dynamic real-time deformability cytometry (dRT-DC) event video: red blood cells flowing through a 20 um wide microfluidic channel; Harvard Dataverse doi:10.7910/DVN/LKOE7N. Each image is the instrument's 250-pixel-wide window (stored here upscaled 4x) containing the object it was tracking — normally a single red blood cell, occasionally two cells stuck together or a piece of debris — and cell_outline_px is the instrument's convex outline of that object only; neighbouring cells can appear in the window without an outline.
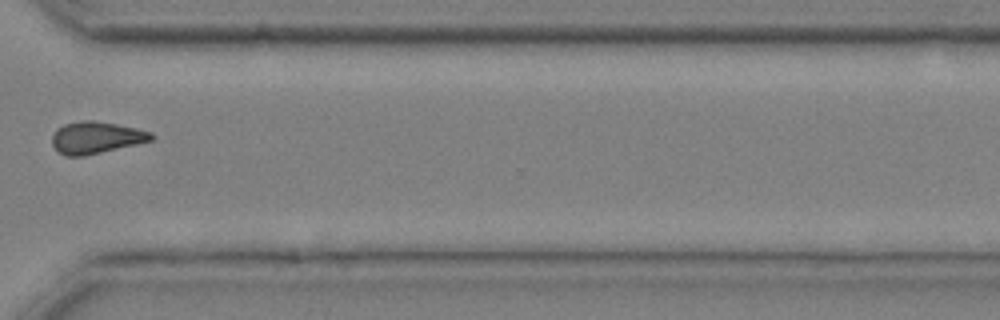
{"species": "common noctule bat (a hibernating species)", "species_latin": "Nyctalus noctula", "temperature_condition": "cold", "stored_images_in_passage": 14, "camera_frame_rate_fps": 3000, "um_per_image_px": 0.085, "animal": {"sex": "male", "body_mass_g": 20.4}, "frame": {"image": 1, "passage_image": 12, "time_ms": 3.667, "image_size_px": [1000, 320], "cell_outline_px": [[156, 136], [152, 140], [136, 144], [84, 156], [64, 156], [52, 144], [52, 136], [56, 128], [64, 124], [80, 120], [92, 120], [116, 124], [136, 128], [152, 132]], "centroid_in_image_um": [8.16, 11.68], "position_along_channel_um": 362.4, "area_um2": 18.44}}